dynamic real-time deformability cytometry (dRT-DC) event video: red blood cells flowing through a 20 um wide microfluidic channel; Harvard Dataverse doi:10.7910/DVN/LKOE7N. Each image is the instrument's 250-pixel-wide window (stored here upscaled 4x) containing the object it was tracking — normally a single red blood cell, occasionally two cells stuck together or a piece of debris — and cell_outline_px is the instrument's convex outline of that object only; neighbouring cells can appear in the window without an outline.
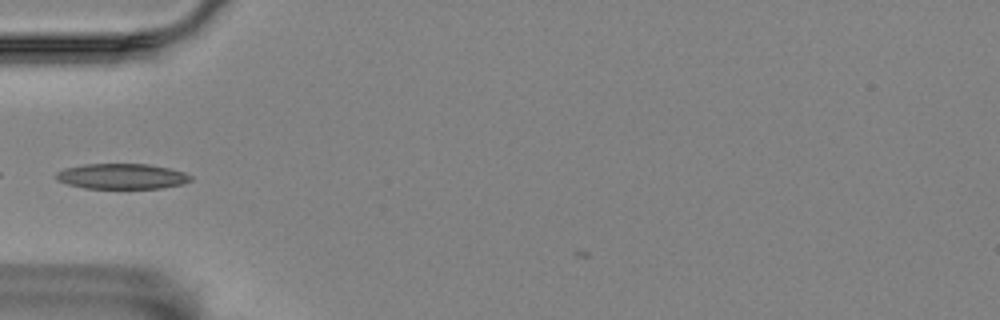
{"species": "Egyptian fruit bat (a non-hibernating species)", "species_latin": "Rousettus aegyptiacus", "temperature_condition": "room temperature", "stored_images_in_passage": 7, "camera_frame_rate_fps": 3000, "um_per_image_px": 0.085, "animal": {"sex": "female"}, "frame": {"image": 1, "passage_image": 2, "time_ms": 0.333, "image_size_px": [1000, 320], "cell_outline_px": [[192, 180], [184, 184], [160, 188], [84, 188], [68, 184], [56, 180], [56, 172], [64, 168], [84, 164], [148, 164], [168, 168], [184, 172], [192, 176]], "centroid_in_image_um": [10.36, 14.98], "position_along_channel_um": 74.6, "area_um2": 19.94}}